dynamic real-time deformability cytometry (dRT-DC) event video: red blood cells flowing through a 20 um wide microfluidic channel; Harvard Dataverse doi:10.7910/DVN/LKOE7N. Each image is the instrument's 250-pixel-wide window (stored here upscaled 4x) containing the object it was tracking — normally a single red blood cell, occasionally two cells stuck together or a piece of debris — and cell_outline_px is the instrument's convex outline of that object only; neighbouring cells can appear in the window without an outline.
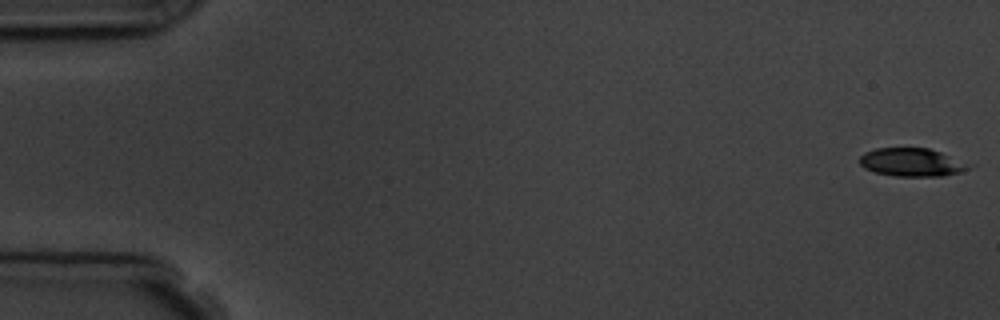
{"species": "common noctule bat (a hibernating species)", "species_latin": "Nyctalus noctula", "temperature_condition": "room temperature", "stored_images_in_passage": 8, "camera_frame_rate_fps": 3000, "um_per_image_px": 0.085, "animal": {"sex": "male", "body_mass_g": 19.5, "forearm_length_mm": 54.6}, "frame": {"image": 1, "passage_image": 1, "time_ms": 0.0, "image_size_px": [1000, 320], "cell_outline_px": [[976, 164], [960, 172], [944, 176], [896, 176], [876, 172], [864, 168], [860, 164], [860, 156], [864, 152], [876, 148], [928, 148]], "centroid_in_image_um": [77.55, 13.79], "position_along_channel_um": 7.5, "area_um2": 18.09}}
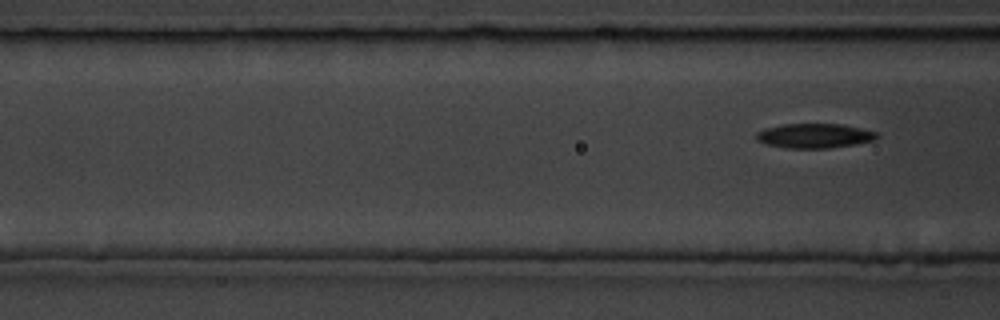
{"frame": {"image": 2, "passage_image": 8, "time_ms": 9.0, "image_size_px": [1000, 320], "cell_outline_px": [[880, 136], [876, 140], [856, 144], [828, 148], [784, 148], [768, 144], [756, 140], [756, 132], [764, 128], [784, 124], [840, 124], [860, 128], [876, 132]], "centroid_in_image_um": [69.23, 11.54], "position_along_channel_um": 97.4, "area_um2": 17.28}}